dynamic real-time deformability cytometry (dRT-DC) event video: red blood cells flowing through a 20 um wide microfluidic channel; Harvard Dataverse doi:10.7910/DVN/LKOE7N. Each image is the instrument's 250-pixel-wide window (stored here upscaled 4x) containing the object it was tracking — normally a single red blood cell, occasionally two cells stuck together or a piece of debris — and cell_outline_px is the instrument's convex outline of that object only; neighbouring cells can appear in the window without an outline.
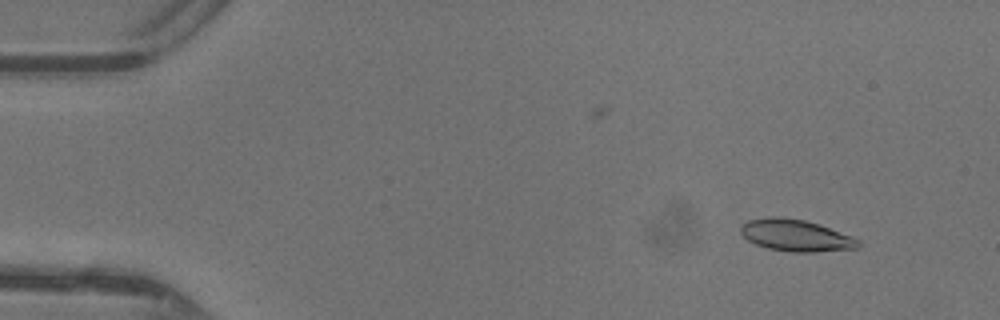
{"species": "common noctule bat (a hibernating species)", "species_latin": "Nyctalus noctula", "temperature_condition": "warm", "stored_images_in_passage": 47, "camera_frame_rate_fps": 3000, "um_per_image_px": 0.085, "animal": {"sex": "female"}, "frame": {"image": 1, "passage_image": 4, "time_ms": 1.0, "image_size_px": [1000, 320], "cell_outline_px": [[860, 244], [856, 248], [812, 252], [792, 252], [768, 248], [756, 244], [748, 240], [740, 232], [740, 228], [748, 220], [768, 216], [784, 216], [804, 220], [820, 224], [852, 236], [860, 240]], "centroid_in_image_um": [67.64, 19.99], "position_along_channel_um": 17.4, "area_um2": 21.79}}
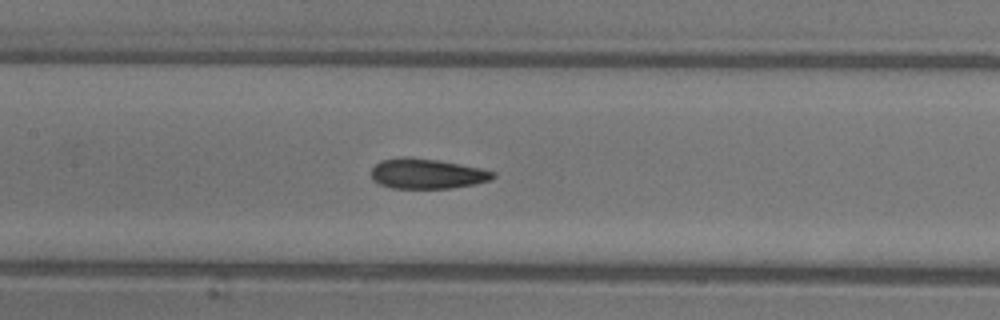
{"frame": {"image": 2, "passage_image": 22, "time_ms": 7.0, "image_size_px": [1000, 320], "cell_outline_px": [[496, 176], [492, 180], [452, 188], [392, 188], [380, 184], [372, 180], [372, 168], [380, 160], [404, 156], [440, 160], [484, 168], [496, 172]], "centroid_in_image_um": [36.33, 14.75], "position_along_channel_um": 171.1, "area_um2": 21.62}}
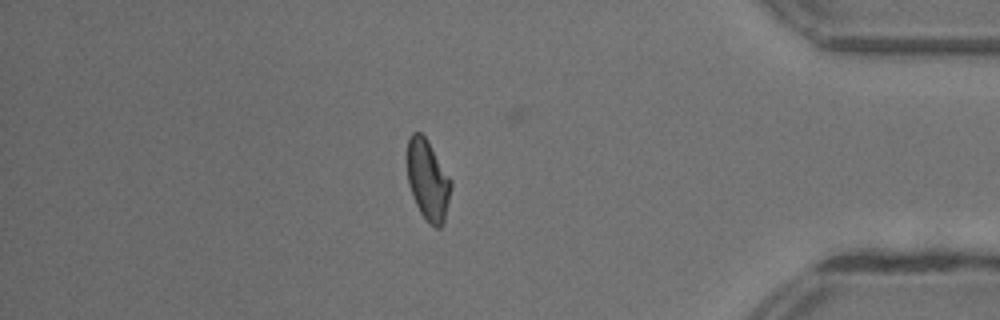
{"frame": {"image": 3, "passage_image": 40, "time_ms": 13.0, "image_size_px": [1000, 320], "cell_outline_px": [[452, 184], [444, 224], [440, 228], [436, 228], [420, 212], [412, 196], [408, 184], [408, 140], [412, 132], [420, 132], [424, 136], [452, 180]], "centroid_in_image_um": [36.38, 15.33], "position_along_channel_um": 398.8, "area_um2": 20.23}, "authors_computed_cell_mechanics": {"area_um2": 21.0392, "velocity_mm_per_s": 4.3957, "shape_relaxation_time_tau1_ms": 6.2054, "shape_relaxation_time_tau2_ms": 1.9699, "deformation_change_tau1": 0.1648, "deformation_change_tau2": 0.0756}}